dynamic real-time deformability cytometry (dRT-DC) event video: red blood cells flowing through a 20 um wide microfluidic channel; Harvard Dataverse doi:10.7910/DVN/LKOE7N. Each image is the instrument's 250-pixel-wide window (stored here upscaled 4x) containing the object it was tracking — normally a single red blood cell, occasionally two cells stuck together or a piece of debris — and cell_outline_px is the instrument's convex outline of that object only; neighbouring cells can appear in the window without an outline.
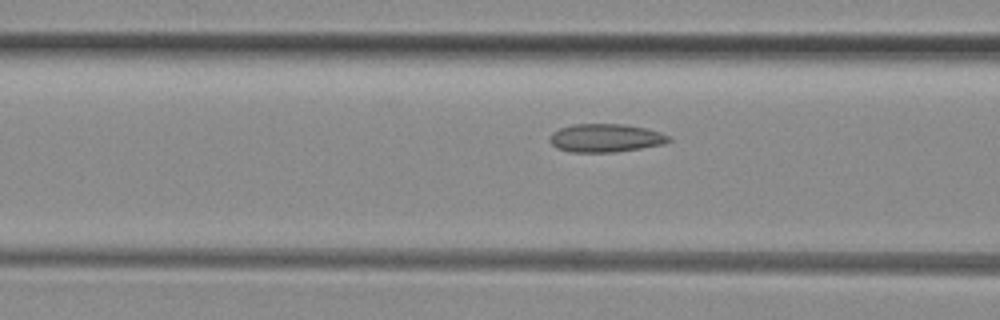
{"species": "common noctule bat (a hibernating species)", "species_latin": "Nyctalus noctula", "temperature_condition": "room temperature", "stored_images_in_passage": 32, "camera_frame_rate_fps": 3000, "um_per_image_px": 0.085, "animal": {"sex": "female", "body_mass_g": 29.2, "forearm_length_mm": 56.3}, "frame": {"image": 1, "passage_image": 11, "time_ms": 3.333, "image_size_px": [1000, 320], "cell_outline_px": [[672, 140], [664, 144], [616, 152], [572, 152], [556, 148], [548, 140], [548, 136], [552, 132], [560, 128], [572, 124], [624, 124], [644, 128], [660, 132], [668, 136]], "centroid_in_image_um": [51.43, 11.73], "position_along_channel_um": 115.2, "area_um2": 19.65}}
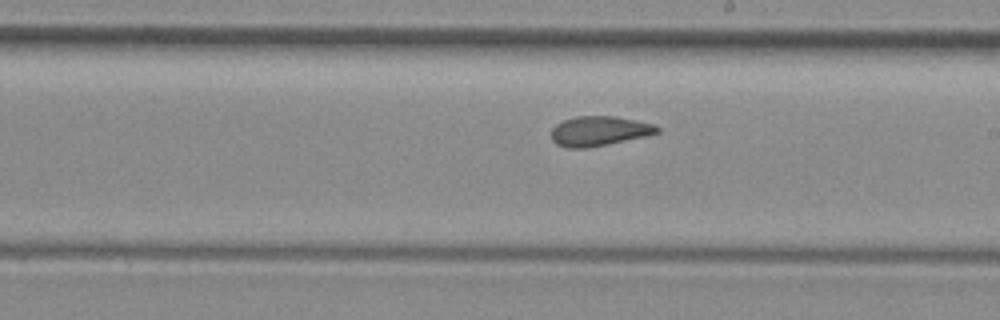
{"frame": {"image": 2, "passage_image": 20, "time_ms": 6.333, "image_size_px": [1000, 320], "cell_outline_px": [[660, 132], [648, 136], [588, 148], [568, 148], [556, 144], [552, 140], [552, 128], [556, 124], [564, 120], [576, 116], [616, 116], [656, 124], [660, 128]], "centroid_in_image_um": [50.97, 11.14], "position_along_channel_um": 238.0, "area_um2": 18.55}}
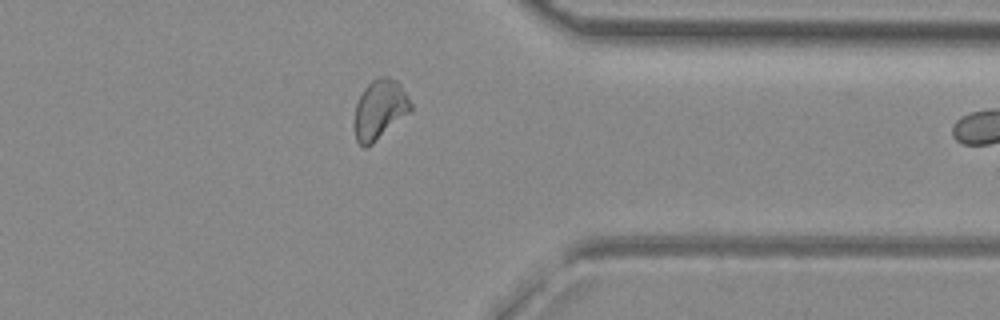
{"frame": {"image": 3, "passage_image": 31, "time_ms": 10.0, "image_size_px": [1000, 320], "cell_outline_px": [[412, 108], [408, 112], [372, 144], [364, 148], [356, 140], [356, 104], [364, 88], [372, 80], [380, 76], [388, 76], [396, 80], [400, 84], [412, 104]], "centroid_in_image_um": [32.28, 9.27], "position_along_channel_um": 379.1, "area_um2": 18.9}}